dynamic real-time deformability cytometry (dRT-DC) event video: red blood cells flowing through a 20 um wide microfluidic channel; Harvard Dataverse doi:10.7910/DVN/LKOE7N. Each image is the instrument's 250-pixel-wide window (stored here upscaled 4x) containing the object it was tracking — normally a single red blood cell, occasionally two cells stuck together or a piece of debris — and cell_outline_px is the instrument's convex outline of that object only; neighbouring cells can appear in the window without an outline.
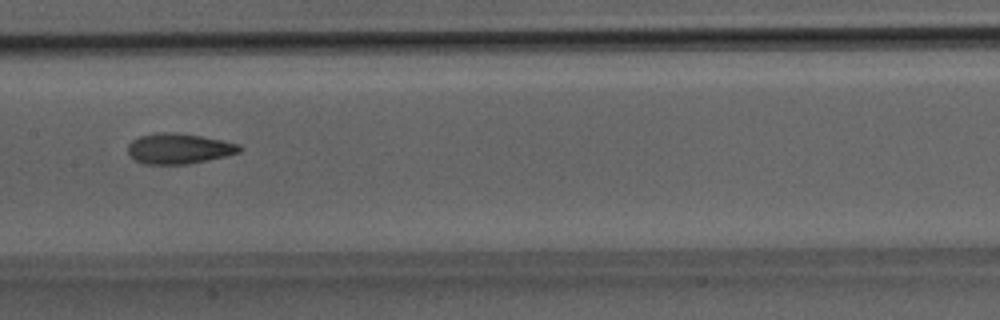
{"species": "Egyptian fruit bat (a non-hibernating species)", "species_latin": "Rousettus aegyptiacus", "temperature_condition": "room temperature", "stored_images_in_passage": 39, "camera_frame_rate_fps": 3000, "um_per_image_px": 0.085, "animal": {"sex": "male"}, "frame": {"image": 1, "passage_image": 20, "time_ms": 6.333, "image_size_px": [1000, 320], "cell_outline_px": [[244, 148], [240, 152], [224, 156], [188, 164], [144, 164], [136, 160], [128, 152], [128, 144], [132, 140], [140, 136], [156, 132], [176, 132], [200, 136], [240, 144]], "centroid_in_image_um": [15.2, 12.62], "position_along_channel_um": 192.2, "area_um2": 19.71}}
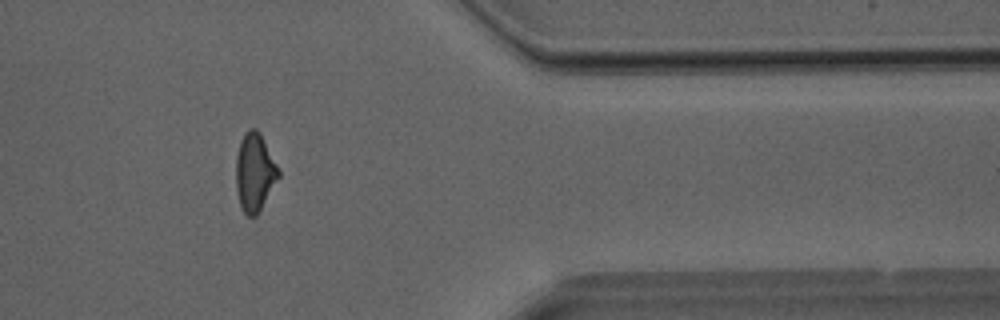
{"frame": {"image": 2, "passage_image": 32, "time_ms": 10.333, "image_size_px": [1000, 320], "cell_outline_px": [[280, 176], [256, 216], [248, 216], [240, 208], [236, 188], [236, 156], [240, 140], [244, 132], [248, 128], [256, 128], [260, 132], [280, 172]], "centroid_in_image_um": [21.63, 14.63], "position_along_channel_um": 389.8, "area_um2": 19.36}}
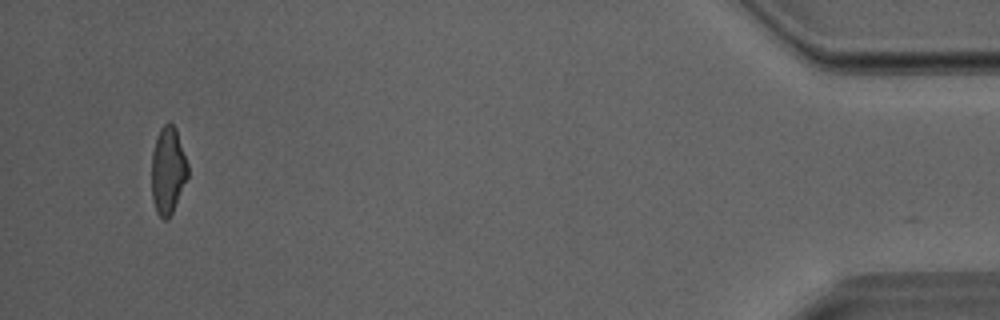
{"frame": {"image": 3, "passage_image": 37, "time_ms": 12.0, "image_size_px": [1000, 320], "cell_outline_px": [[188, 176], [172, 212], [168, 220], [164, 220], [156, 212], [152, 200], [152, 152], [160, 128], [168, 120], [176, 128], [188, 164]], "centroid_in_image_um": [14.27, 14.48], "position_along_channel_um": 420.9, "area_um2": 18.38}}